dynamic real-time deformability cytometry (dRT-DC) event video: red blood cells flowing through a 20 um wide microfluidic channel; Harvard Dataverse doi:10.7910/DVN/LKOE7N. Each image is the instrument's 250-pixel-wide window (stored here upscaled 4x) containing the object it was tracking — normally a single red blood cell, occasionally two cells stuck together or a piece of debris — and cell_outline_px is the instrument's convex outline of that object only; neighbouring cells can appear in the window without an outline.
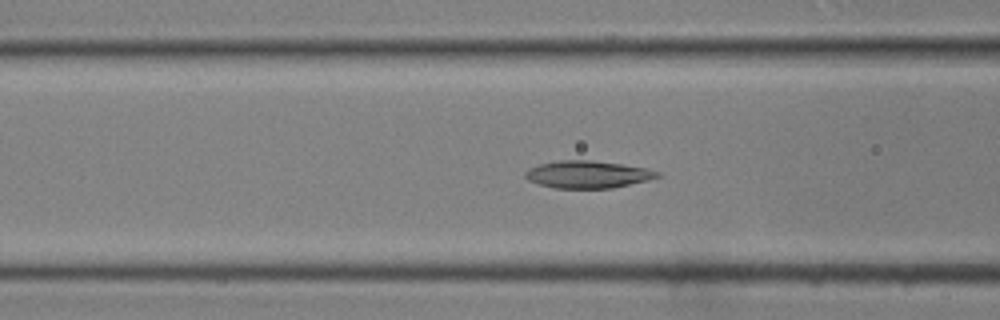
{"species": "common noctule bat (a hibernating species)", "species_latin": "Nyctalus noctula", "temperature_condition": "room temperature", "stored_images_in_passage": 31, "camera_frame_rate_fps": 3000, "um_per_image_px": 0.085, "animal": {"sex": "male", "body_mass_g": 19.0, "forearm_length_mm": 50.8}, "frame": {"image": 1, "passage_image": 6, "time_ms": 1.667, "image_size_px": [1000, 320], "cell_outline_px": [[660, 176], [648, 180], [612, 188], [556, 188], [540, 184], [528, 180], [524, 176], [524, 172], [540, 164], [560, 160], [592, 160], [620, 164], [644, 168], [660, 172]], "centroid_in_image_um": [49.95, 14.83], "position_along_channel_um": 116.6, "area_um2": 20.75}}
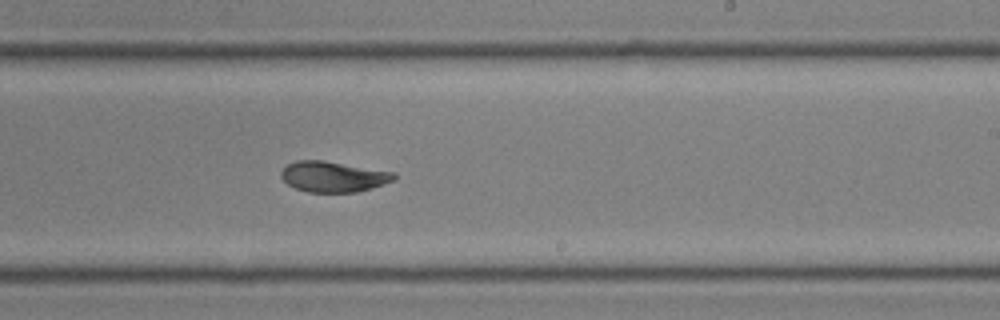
{"frame": {"image": 2, "passage_image": 15, "time_ms": 4.667, "image_size_px": [1000, 320], "cell_outline_px": [[396, 180], [372, 188], [356, 192], [308, 192], [296, 188], [288, 184], [280, 176], [280, 172], [288, 164], [296, 160], [324, 160], [396, 172]], "centroid_in_image_um": [28.36, 15.01], "position_along_channel_um": 260.6, "area_um2": 20.29}}
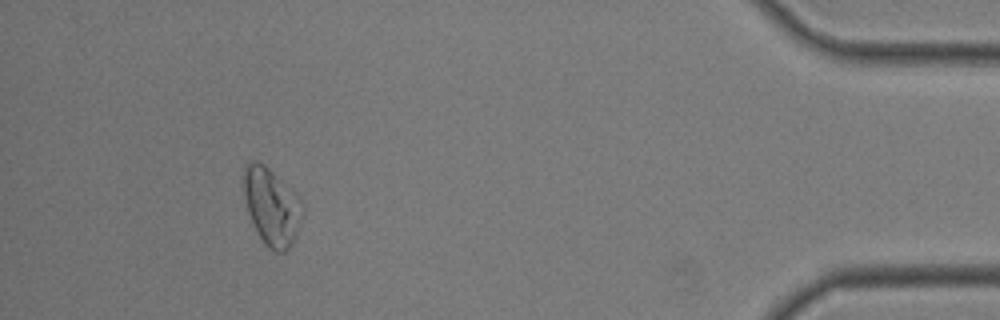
{"frame": {"image": 3, "passage_image": 28, "time_ms": 9.0, "image_size_px": [1000, 320], "cell_outline_px": [[304, 212], [292, 244], [284, 252], [276, 252], [268, 248], [260, 236], [248, 212], [244, 196], [244, 164], [248, 160], [256, 160], [264, 164], [300, 196], [304, 204]], "centroid_in_image_um": [23.11, 17.52], "position_along_channel_um": 412.1, "area_um2": 26.53}}